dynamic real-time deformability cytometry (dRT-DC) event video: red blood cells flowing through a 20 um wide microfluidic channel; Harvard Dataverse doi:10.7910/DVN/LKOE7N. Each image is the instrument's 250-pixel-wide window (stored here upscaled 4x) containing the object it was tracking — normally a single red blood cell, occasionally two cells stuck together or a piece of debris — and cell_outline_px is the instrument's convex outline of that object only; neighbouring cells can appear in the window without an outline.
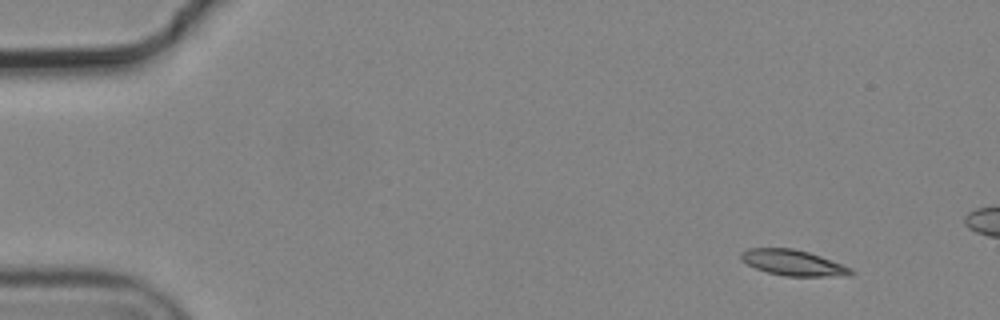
{"species": "common noctule bat (a hibernating species)", "species_latin": "Nyctalus noctula", "temperature_condition": "cold", "stored_images_in_passage": 5, "camera_frame_rate_fps": 3000, "um_per_image_px": 0.085, "animal": {"sex": "male", "body_mass_g": 19.2, "forearm_length_mm": 51.8}, "frame": {"image": 1, "passage_image": 1, "time_ms": 0.0, "image_size_px": [1000, 320], "cell_outline_px": [[856, 272], [852, 276], [784, 276], [768, 272], [756, 268], [740, 260], [740, 252], [748, 248], [792, 248], [808, 252], [820, 256], [852, 268]], "centroid_in_image_um": [67.43, 22.34], "position_along_channel_um": 17.6, "area_um2": 16.53}}